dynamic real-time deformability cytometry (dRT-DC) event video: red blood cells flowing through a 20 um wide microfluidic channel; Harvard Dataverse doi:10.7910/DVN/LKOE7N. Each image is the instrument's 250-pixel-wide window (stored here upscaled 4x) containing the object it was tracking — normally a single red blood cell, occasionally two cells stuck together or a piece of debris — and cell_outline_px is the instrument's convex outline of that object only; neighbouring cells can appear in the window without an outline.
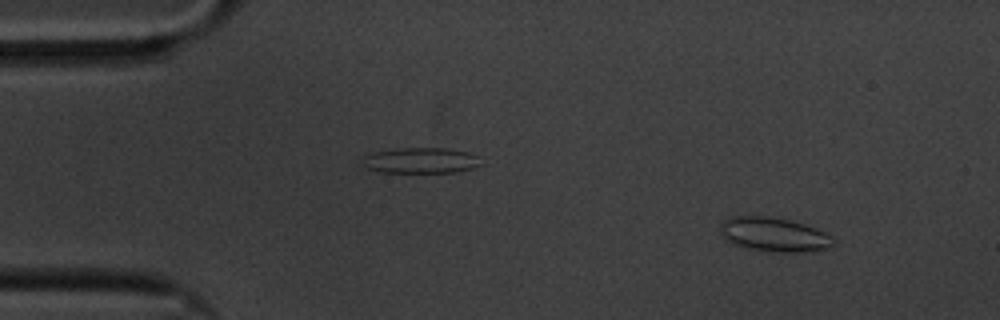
{"species": "common noctule bat (a hibernating species)", "species_latin": "Nyctalus noctula", "temperature_condition": "cold", "stored_images_in_passage": 58, "camera_frame_rate_fps": 3000, "um_per_image_px": 0.085, "animal": {"sex": "male", "body_mass_g": 20.1, "forearm_length_mm": 53.5}, "frame": {"image": 1, "passage_image": 5, "time_ms": 1.333, "image_size_px": [1000, 320], "cell_outline_px": [[836, 240], [828, 248], [800, 252], [780, 252], [748, 248], [732, 244], [724, 240], [720, 224], [728, 216], [768, 216], [788, 220], [804, 224], [824, 232], [832, 236]], "centroid_in_image_um": [65.76, 19.93], "position_along_channel_um": 19.2, "area_um2": 22.37}}
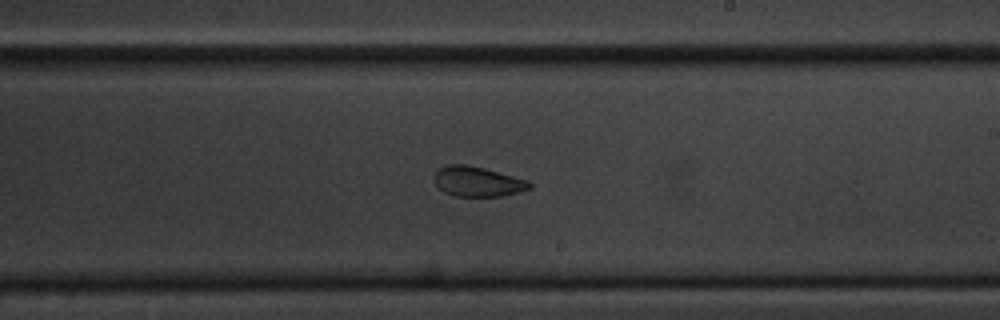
{"frame": {"image": 2, "passage_image": 33, "time_ms": 10.667, "image_size_px": [1000, 320], "cell_outline_px": [[532, 188], [520, 192], [500, 196], [456, 196], [444, 192], [432, 180], [432, 176], [440, 168], [448, 164], [468, 164], [484, 168], [528, 180], [532, 184]], "centroid_in_image_um": [40.59, 15.43], "position_along_channel_um": 248.4, "area_um2": 16.76}}
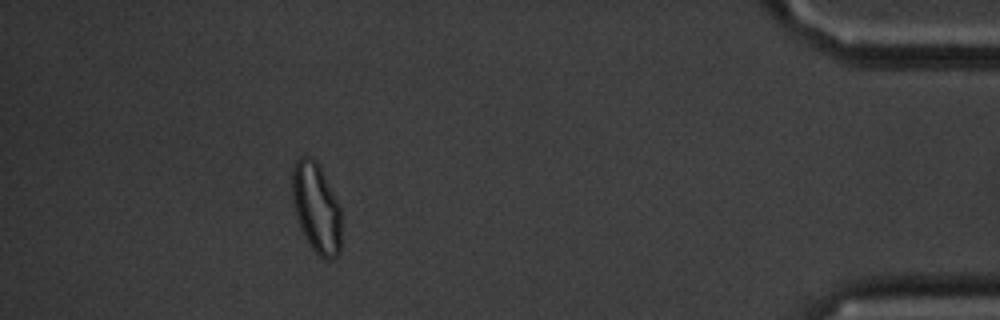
{"frame": {"image": 3, "passage_image": 52, "time_ms": 17.0, "image_size_px": [1000, 320], "cell_outline_px": [[340, 252], [336, 256], [328, 260], [320, 256], [312, 248], [300, 228], [292, 196], [292, 168], [296, 160], [300, 156], [308, 156], [316, 160], [320, 164], [340, 204]], "centroid_in_image_um": [26.9, 17.61], "position_along_channel_um": 408.3, "area_um2": 25.89}, "authors_computed_cell_mechanics": {"area_um2": 19.4786, "velocity_mm_per_s": 3.3686, "shape_relaxation_time_tau1_ms": 3.265, "shape_relaxation_time_tau2_ms": 2.5895, "deformation_change_tau1": 0.0979, "deformation_change_tau2": 0.0694}}